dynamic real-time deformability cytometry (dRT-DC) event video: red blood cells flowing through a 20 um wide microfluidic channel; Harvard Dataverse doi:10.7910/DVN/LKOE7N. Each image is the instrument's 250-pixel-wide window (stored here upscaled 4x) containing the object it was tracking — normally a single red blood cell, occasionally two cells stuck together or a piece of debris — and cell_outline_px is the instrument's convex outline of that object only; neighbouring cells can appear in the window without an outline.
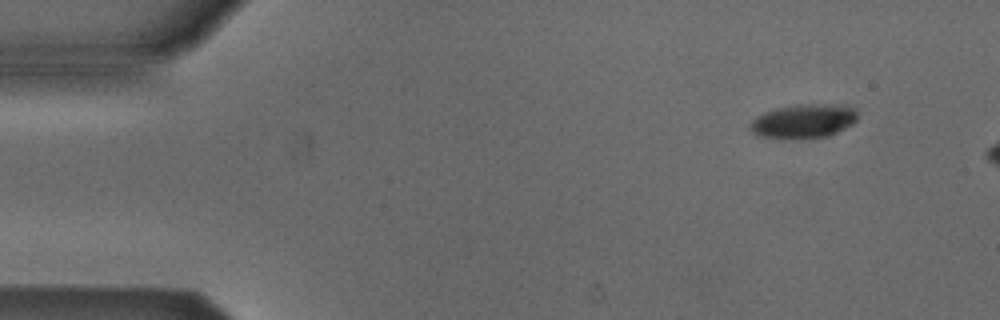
{"species": "Egyptian fruit bat (a non-hibernating species)", "species_latin": "Rousettus aegyptiacus", "temperature_condition": "cold", "stored_images_in_passage": 3, "camera_frame_rate_fps": 3000, "um_per_image_px": 0.085, "animal": {"sex": "male"}, "frame": {"image": 1, "passage_image": 1, "time_ms": 0.0, "image_size_px": [1000, 320], "cell_outline_px": [[856, 120], [852, 124], [828, 136], [800, 140], [792, 140], [756, 136], [752, 132], [748, 124], [756, 116], [764, 112], [776, 108], [796, 104], [844, 104], [856, 108]], "centroid_in_image_um": [68.27, 10.31], "position_along_channel_um": 16.7, "area_um2": 21.91}}